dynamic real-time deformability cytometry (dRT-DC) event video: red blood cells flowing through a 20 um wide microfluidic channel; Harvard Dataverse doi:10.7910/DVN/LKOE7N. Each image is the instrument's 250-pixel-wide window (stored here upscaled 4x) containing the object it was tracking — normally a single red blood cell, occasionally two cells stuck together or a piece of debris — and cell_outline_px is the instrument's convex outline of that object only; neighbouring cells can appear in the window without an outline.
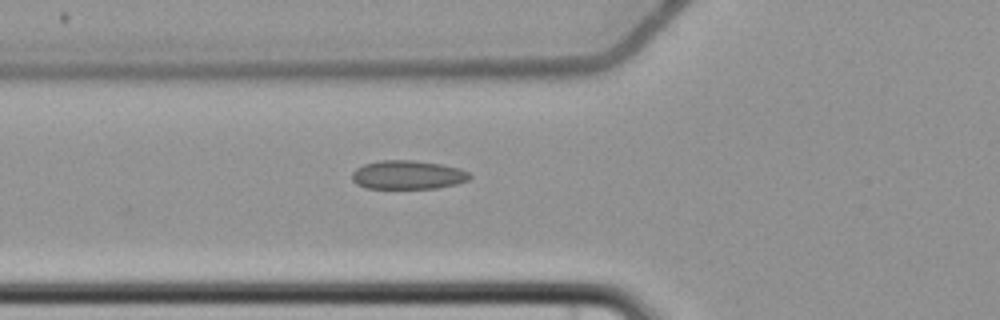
{"species": "common noctule bat (a hibernating species)", "species_latin": "Nyctalus noctula", "temperature_condition": "cold", "stored_images_in_passage": 4, "camera_frame_rate_fps": 3000, "um_per_image_px": 0.085, "animal": {"sex": "female", "body_mass_g": 22.7, "forearm_length_mm": 54.2}, "frame": {"image": 1, "passage_image": 4, "time_ms": 3.667, "image_size_px": [1000, 320], "cell_outline_px": [[472, 176], [468, 180], [456, 184], [436, 188], [364, 188], [356, 184], [352, 180], [352, 172], [356, 168], [364, 164], [380, 160], [412, 160], [440, 164], [460, 168], [468, 172]], "centroid_in_image_um": [34.64, 14.86], "position_along_channel_um": 91.2, "area_um2": 19.77}}